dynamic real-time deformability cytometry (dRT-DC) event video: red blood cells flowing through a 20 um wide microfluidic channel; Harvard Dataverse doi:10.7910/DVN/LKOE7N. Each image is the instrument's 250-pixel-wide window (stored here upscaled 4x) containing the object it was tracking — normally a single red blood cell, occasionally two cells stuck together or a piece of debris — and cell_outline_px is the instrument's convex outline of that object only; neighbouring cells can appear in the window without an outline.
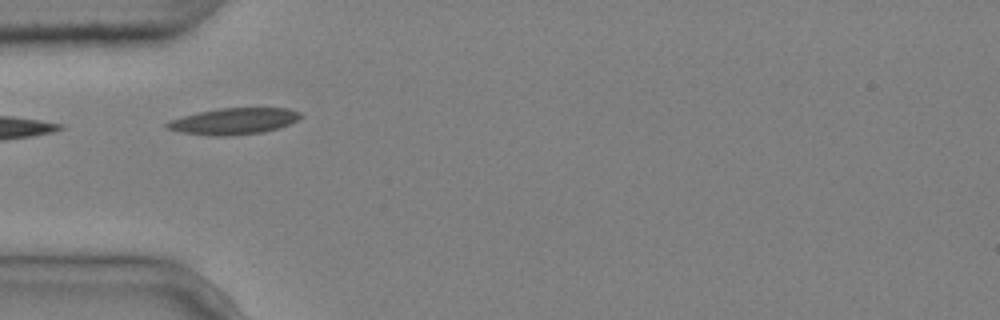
{"species": "common noctule bat (a hibernating species)", "species_latin": "Nyctalus noctula", "temperature_condition": "cold", "stored_images_in_passage": 4, "camera_frame_rate_fps": 3000, "um_per_image_px": 0.085, "animal": {"sex": "male", "body_mass_g": 20.4}, "frame": {"image": 1, "passage_image": 4, "time_ms": 1.0, "image_size_px": [1000, 320], "cell_outline_px": [[304, 116], [288, 124], [276, 128], [260, 132], [228, 136], [212, 136], [180, 132], [164, 128], [164, 124], [168, 120], [196, 112], [220, 108], [288, 108], [300, 112]], "centroid_in_image_um": [19.8, 10.29], "position_along_channel_um": 65.2, "area_um2": 20.58}}